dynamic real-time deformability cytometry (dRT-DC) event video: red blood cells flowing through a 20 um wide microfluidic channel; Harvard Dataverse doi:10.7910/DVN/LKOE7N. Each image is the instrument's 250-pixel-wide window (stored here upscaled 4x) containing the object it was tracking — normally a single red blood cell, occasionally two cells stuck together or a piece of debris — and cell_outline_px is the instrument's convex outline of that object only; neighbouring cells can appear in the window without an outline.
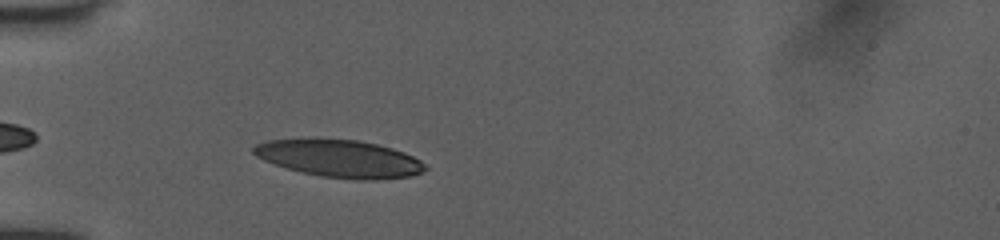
{"species": "human", "species_latin": "Homo sapiens", "temperature_condition": "room temperature", "stored_images_in_passage": 39, "camera_frame_rate_fps": 3000, "um_per_image_px": 0.085, "donor": {"sex": "female"}, "frame": {"image": 1, "passage_image": 4, "time_ms": 1.0, "image_size_px": [1000, 240], "cell_outline_px": [[428, 168], [424, 172], [408, 176], [376, 180], [352, 180], [320, 176], [288, 168], [264, 160], [256, 156], [252, 152], [252, 148], [256, 144], [268, 140], [308, 136], [312, 136], [356, 140], [376, 144], [392, 148], [404, 152], [420, 160]], "centroid_in_image_um": [28.83, 13.44], "position_along_channel_um": 56.2, "area_um2": 38.21}}
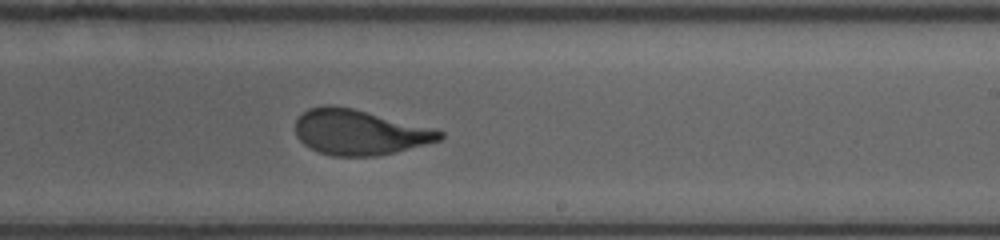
{"frame": {"image": 2, "passage_image": 20, "time_ms": 6.333, "image_size_px": [1000, 240], "cell_outline_px": [[444, 136], [440, 140], [396, 152], [376, 156], [332, 156], [320, 152], [304, 144], [296, 136], [296, 120], [308, 108], [324, 104], [332, 104], [352, 108], [436, 128], [444, 132]], "centroid_in_image_um": [30.57, 11.23], "position_along_channel_um": 258.4, "area_um2": 38.21}}
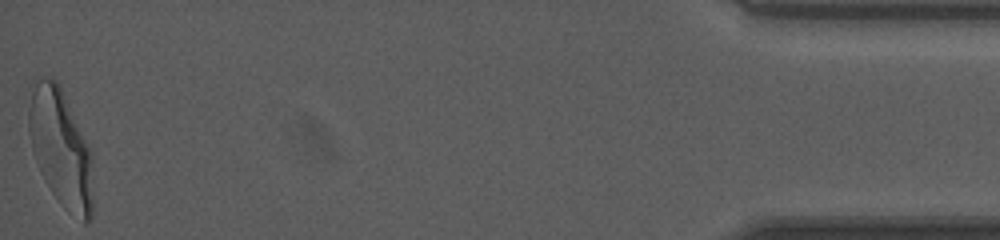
{"frame": {"image": 3, "passage_image": 39, "time_ms": 12.667, "image_size_px": [1000, 240], "cell_outline_px": [[92, 220], [84, 224], [64, 208], [52, 192], [40, 172], [36, 160], [32, 104], [32, 92], [40, 76], [52, 76], [60, 84], [88, 144], [92, 192]], "centroid_in_image_um": [5.25, 12.67], "position_along_channel_um": 430.0, "area_um2": 41.79}, "authors_computed_cell_mechanics": {"area_um2": 38.7838, "velocity_mm_per_s": 4.0459, "shape_relaxation_time_tau1_ms": 3.8682, "shape_relaxation_time_tau2_ms": 0.7364, "deformation_change_tau1": 0.2029, "deformation_change_tau2": 0.0835}}